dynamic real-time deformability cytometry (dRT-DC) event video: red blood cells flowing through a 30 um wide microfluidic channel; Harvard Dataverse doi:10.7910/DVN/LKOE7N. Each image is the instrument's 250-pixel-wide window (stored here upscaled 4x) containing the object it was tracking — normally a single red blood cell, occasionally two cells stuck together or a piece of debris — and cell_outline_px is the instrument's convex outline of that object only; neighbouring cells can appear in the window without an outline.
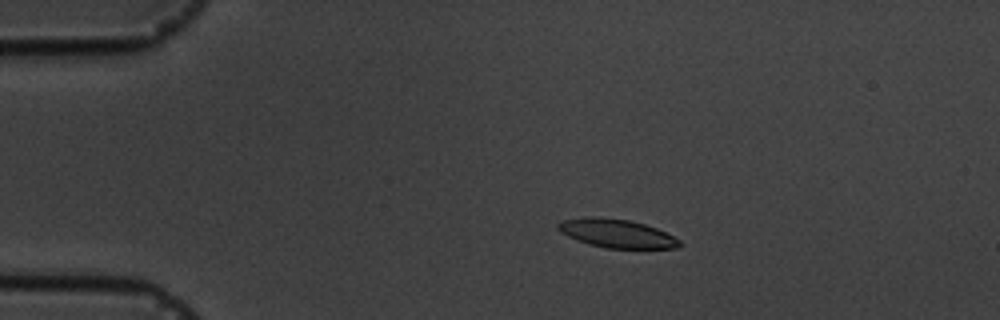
{"species": "common noctule bat (a hibernating species)", "species_latin": "Nyctalus noctula", "temperature_condition": "cold", "stored_images_in_passage": 5, "camera_frame_rate_fps": 3000, "um_per_image_px": 0.085, "animal": {"sex": "male", "body_mass_g": 19.5, "forearm_length_mm": 54.6}, "frame": {"image": 1, "passage_image": 3, "time_ms": 3.333, "image_size_px": [1000, 320], "cell_outline_px": [[684, 244], [676, 248], [604, 248], [588, 244], [576, 240], [560, 232], [556, 228], [556, 224], [560, 220], [584, 216], [592, 216], [628, 220], [644, 224], [656, 228], [680, 240]], "centroid_in_image_um": [52.35, 19.83], "position_along_channel_um": 32.6, "area_um2": 20.35}}